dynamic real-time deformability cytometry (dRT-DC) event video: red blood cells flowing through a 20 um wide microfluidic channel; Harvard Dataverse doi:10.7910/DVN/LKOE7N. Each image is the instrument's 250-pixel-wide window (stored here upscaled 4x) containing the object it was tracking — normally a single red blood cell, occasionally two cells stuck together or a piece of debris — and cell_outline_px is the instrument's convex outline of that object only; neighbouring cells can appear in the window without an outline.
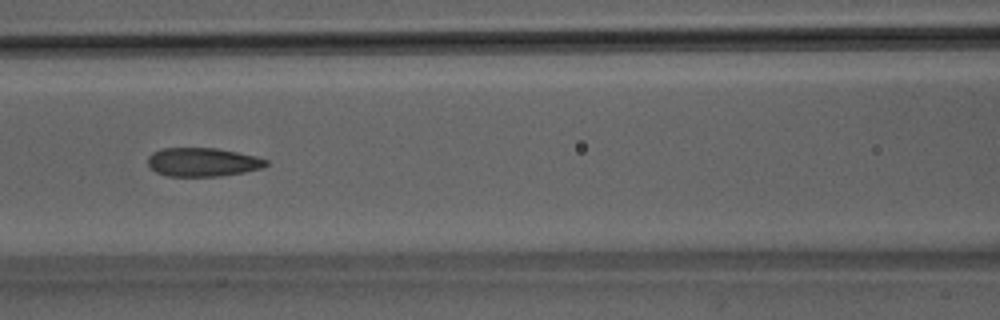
{"species": "Egyptian fruit bat (a non-hibernating species)", "species_latin": "Rousettus aegyptiacus", "temperature_condition": "room temperature", "stored_images_in_passage": 43, "camera_frame_rate_fps": 3000, "um_per_image_px": 0.085, "animal": {"sex": "male"}, "frame": {"image": 1, "passage_image": 16, "time_ms": 5.0, "image_size_px": [1000, 320], "cell_outline_px": [[268, 164], [260, 168], [244, 172], [220, 176], [168, 176], [156, 172], [148, 168], [148, 156], [152, 152], [160, 148], [216, 148], [256, 156], [268, 160]], "centroid_in_image_um": [17.18, 13.77], "position_along_channel_um": 149.4, "area_um2": 19.83}}
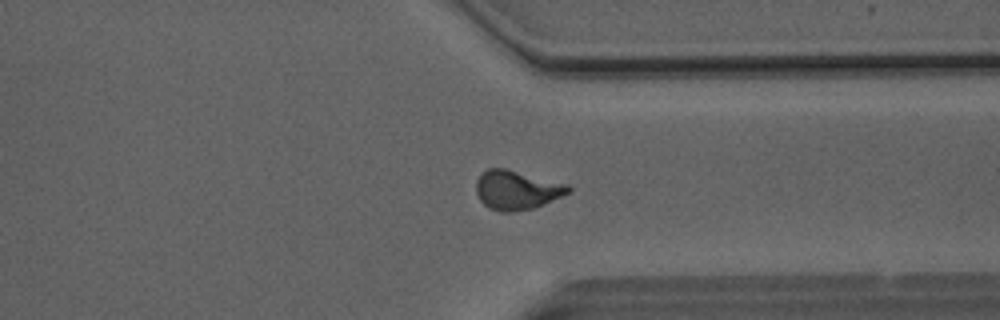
{"frame": {"image": 2, "passage_image": 32, "time_ms": 10.333, "image_size_px": [1000, 320], "cell_outline_px": [[572, 192], [564, 196], [532, 208], [512, 212], [500, 212], [488, 208], [480, 200], [476, 192], [476, 180], [488, 168], [504, 168], [568, 184], [572, 188]], "centroid_in_image_um": [43.94, 16.16], "position_along_channel_um": 367.5, "area_um2": 21.04}}
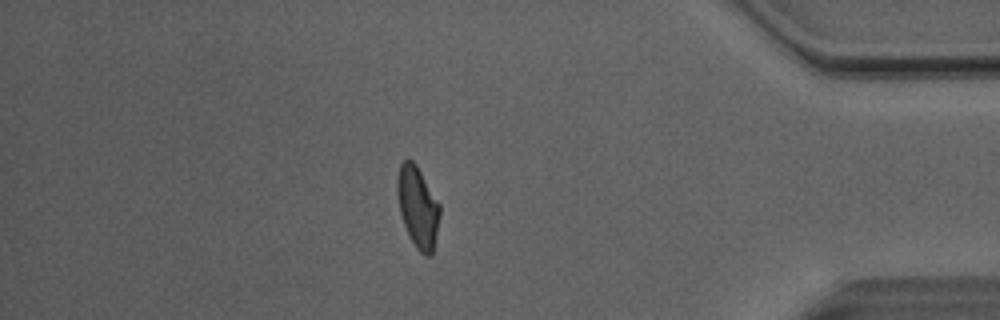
{"frame": {"image": 3, "passage_image": 37, "time_ms": 12.0, "image_size_px": [1000, 320], "cell_outline_px": [[440, 216], [432, 252], [428, 256], [424, 256], [416, 248], [404, 224], [400, 212], [396, 192], [396, 180], [400, 164], [404, 160], [412, 160], [416, 164], [440, 204]], "centroid_in_image_um": [35.5, 17.57], "position_along_channel_um": 399.7, "area_um2": 19.94}, "authors_computed_cell_mechanics": {"area_um2": 20.3456, "velocity_mm_per_s": 4.0997, "shape_relaxation_time_tau1_ms": 7.057, "shape_relaxation_time_tau2_ms": 1.5842, "deformation_change_tau1": 0.1763, "deformation_change_tau2": 0.0741}}